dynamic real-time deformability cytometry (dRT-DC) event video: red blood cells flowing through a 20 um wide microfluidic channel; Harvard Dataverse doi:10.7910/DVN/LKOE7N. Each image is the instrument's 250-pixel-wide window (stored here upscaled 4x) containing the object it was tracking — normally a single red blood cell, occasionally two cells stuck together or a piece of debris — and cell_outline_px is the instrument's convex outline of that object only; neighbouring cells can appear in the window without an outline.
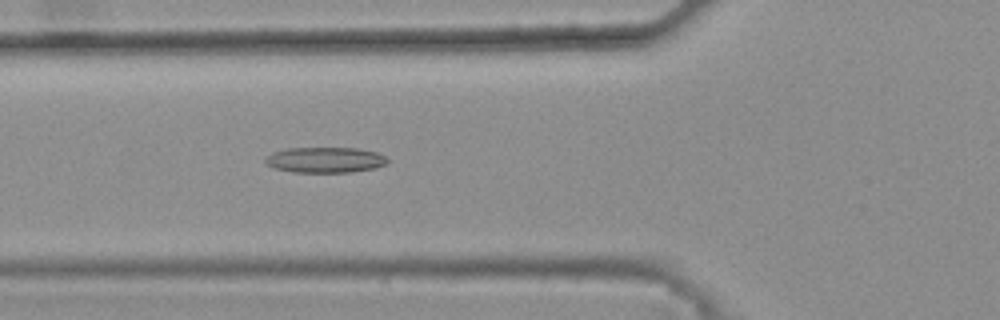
{"species": "common noctule bat (a hibernating species)", "species_latin": "Nyctalus noctula", "temperature_condition": "warm", "stored_images_in_passage": 41, "camera_frame_rate_fps": 3000, "um_per_image_px": 0.085, "animal": {"sex": "female", "body_mass_g": 25.1}, "frame": {"image": 1, "passage_image": 14, "time_ms": 4.333, "image_size_px": [1000, 320], "cell_outline_px": [[388, 164], [376, 168], [352, 172], [292, 172], [276, 168], [268, 164], [264, 160], [272, 152], [288, 148], [356, 148], [376, 152], [384, 156], [388, 160]], "centroid_in_image_um": [27.67, 13.59], "position_along_channel_um": 98.1, "area_um2": 18.15}}
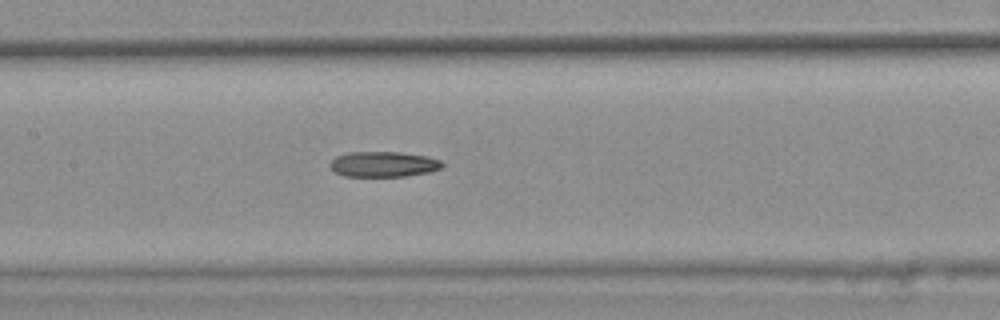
{"frame": {"image": 2, "passage_image": 20, "time_ms": 6.333, "image_size_px": [1000, 320], "cell_outline_px": [[444, 164], [440, 168], [428, 172], [404, 176], [344, 176], [336, 172], [328, 164], [336, 156], [348, 152], [400, 152], [428, 156], [440, 160]], "centroid_in_image_um": [32.58, 13.95], "position_along_channel_um": 174.8, "area_um2": 16.53}}
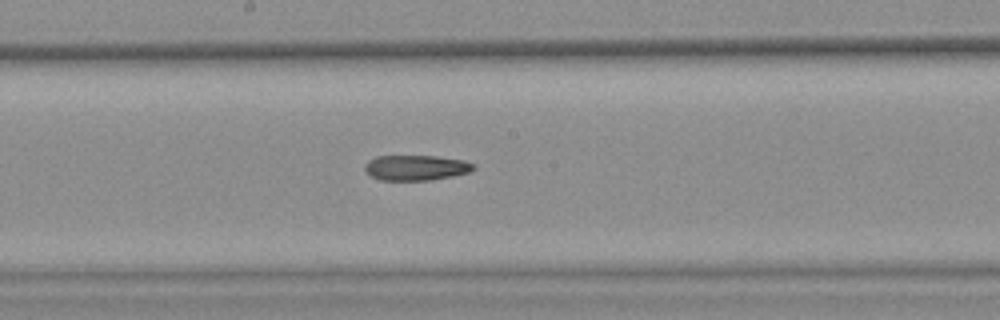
{"frame": {"image": 3, "passage_image": 23, "time_ms": 7.333, "image_size_px": [1000, 320], "cell_outline_px": [[476, 168], [472, 172], [432, 180], [380, 180], [372, 176], [364, 168], [364, 164], [368, 160], [376, 156], [436, 156], [464, 160], [476, 164]], "centroid_in_image_um": [35.41, 14.25], "position_along_channel_um": 212.8, "area_um2": 16.18}}